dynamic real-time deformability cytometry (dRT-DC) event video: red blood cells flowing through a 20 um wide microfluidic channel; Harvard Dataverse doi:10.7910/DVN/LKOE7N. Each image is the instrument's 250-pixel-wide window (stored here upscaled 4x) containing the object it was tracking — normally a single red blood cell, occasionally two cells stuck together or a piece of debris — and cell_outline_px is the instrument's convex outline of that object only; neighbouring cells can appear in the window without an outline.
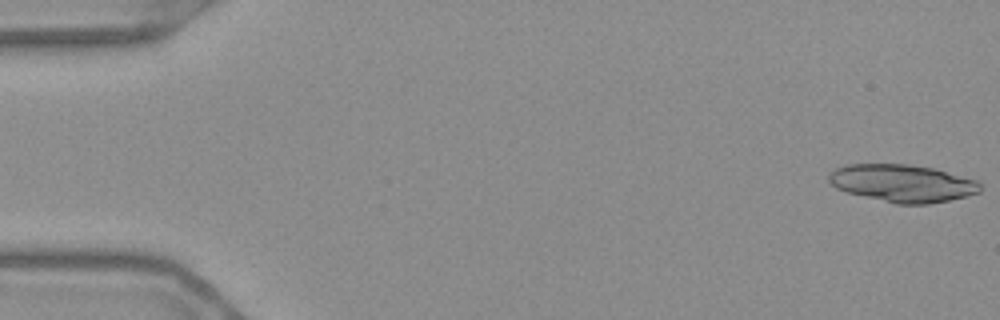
{"species": "Egyptian fruit bat (a non-hibernating species)", "species_latin": "Rousettus aegyptiacus", "temperature_condition": "warm", "stored_images_in_passage": 51, "segment_of_instrument_passage": [1, 2], "camera_frame_rate_fps": 3000, "um_per_image_px": 0.085, "frame": {"image": 1, "passage_image": 1, "time_ms": 0.0, "image_size_px": [1000, 320], "cell_outline_px": [[976, 192], [964, 196], [944, 200], [920, 204], [904, 204], [852, 192], [840, 188], [836, 184], [836, 172], [840, 168], [856, 164], [896, 164], [928, 168], [944, 172], [968, 180]], "centroid_in_image_um": [76.69, 15.57], "position_along_channel_um": 8.3, "area_um2": 29.48}}